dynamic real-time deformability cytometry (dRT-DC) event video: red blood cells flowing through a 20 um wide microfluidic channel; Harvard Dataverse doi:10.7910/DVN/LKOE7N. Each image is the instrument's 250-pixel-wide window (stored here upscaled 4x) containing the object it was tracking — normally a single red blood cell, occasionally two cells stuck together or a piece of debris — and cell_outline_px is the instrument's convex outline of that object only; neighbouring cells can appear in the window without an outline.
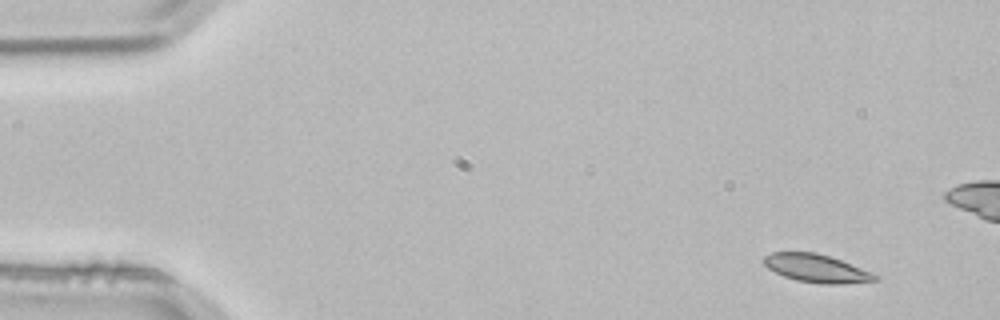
{"species": "common noctule bat (a hibernating species)", "species_latin": "Nyctalus noctula", "temperature_condition": "room temperature", "stored_images_in_passage": 3, "camera_frame_rate_fps": 3000, "um_per_image_px": 0.085, "animal": {"sex": "male", "body_mass_g": 21.5, "forearm_length_mm": 52.0}, "frame": {"image": 1, "passage_image": 3, "time_ms": 0.667, "image_size_px": [1000, 320], "cell_outline_px": [[880, 276], [876, 280], [840, 284], [820, 284], [796, 280], [784, 276], [768, 268], [760, 260], [764, 256], [772, 252], [816, 252], [840, 260], [872, 272]], "centroid_in_image_um": [69.37, 22.8], "position_along_channel_um": 15.6, "area_um2": 18.15}}